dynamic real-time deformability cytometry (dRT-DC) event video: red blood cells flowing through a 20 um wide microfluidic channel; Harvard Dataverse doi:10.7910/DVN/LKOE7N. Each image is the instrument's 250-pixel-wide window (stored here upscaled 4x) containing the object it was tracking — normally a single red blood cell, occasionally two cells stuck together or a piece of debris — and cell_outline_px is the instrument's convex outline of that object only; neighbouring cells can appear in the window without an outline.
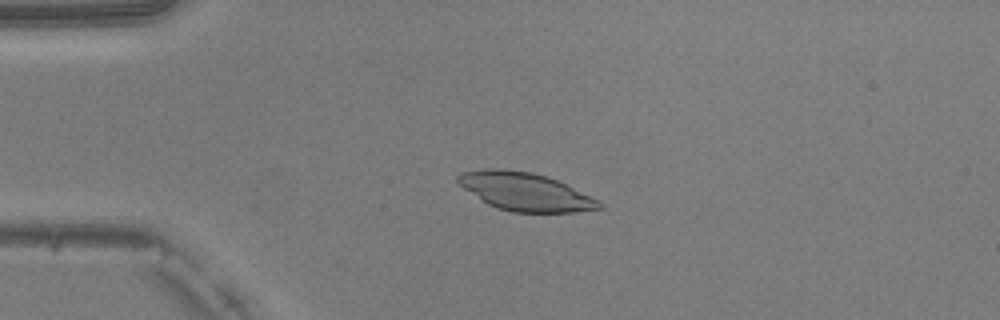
{"species": "common noctule bat (a hibernating species)", "species_latin": "Nyctalus noctula", "temperature_condition": "warm", "stored_images_in_passage": 51, "camera_frame_rate_fps": 3000, "um_per_image_px": 0.085, "animal": {"sex": "male", "body_mass_g": 20.5, "forearm_length_mm": 52.5}, "frame": {"image": 1, "passage_image": 13, "time_ms": 4.0, "image_size_px": [1000, 320], "cell_outline_px": [[604, 208], [572, 212], [512, 212], [496, 208], [488, 204], [464, 188], [456, 180], [456, 176], [460, 172], [484, 168], [504, 168], [532, 172], [556, 180], [600, 200], [604, 204]], "centroid_in_image_um": [44.63, 16.28], "position_along_channel_um": 40.4, "area_um2": 31.33}}